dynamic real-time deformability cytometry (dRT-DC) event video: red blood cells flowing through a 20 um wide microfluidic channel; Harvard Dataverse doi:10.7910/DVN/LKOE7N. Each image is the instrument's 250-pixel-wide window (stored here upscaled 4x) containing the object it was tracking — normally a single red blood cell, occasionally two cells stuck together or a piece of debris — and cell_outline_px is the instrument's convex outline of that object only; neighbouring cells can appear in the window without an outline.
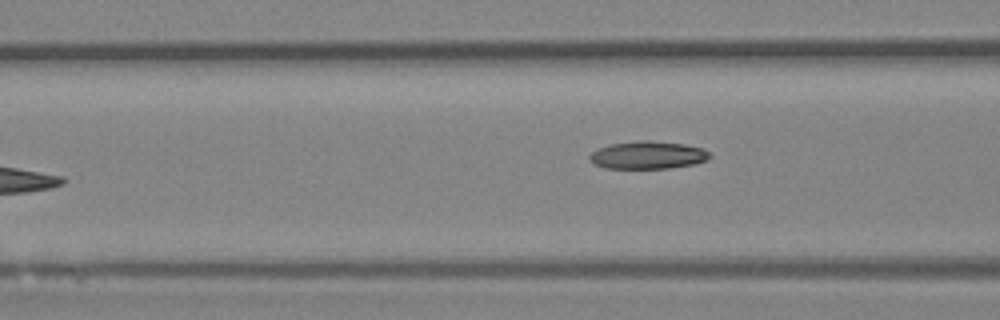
{"species": "Egyptian fruit bat (a non-hibernating species)", "species_latin": "Rousettus aegyptiacus", "temperature_condition": "room temperature", "stored_images_in_passage": 6, "camera_frame_rate_fps": 3000, "um_per_image_px": 0.085, "animal": {"sex": "female"}, "frame": {"image": 1, "passage_image": 6, "time_ms": 6.667, "image_size_px": [1000, 320], "cell_outline_px": [[712, 156], [708, 160], [692, 164], [668, 168], [604, 168], [592, 164], [588, 160], [588, 156], [596, 148], [612, 144], [640, 140], [648, 140], [684, 144], [704, 148]], "centroid_in_image_um": [55.03, 13.18], "position_along_channel_um": 111.6, "area_um2": 19.54}}